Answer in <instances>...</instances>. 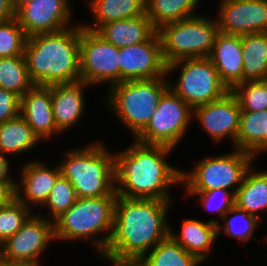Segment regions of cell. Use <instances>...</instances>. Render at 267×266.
Masks as SVG:
<instances>
[{"label":"cell","instance_id":"cell-1","mask_svg":"<svg viewBox=\"0 0 267 266\" xmlns=\"http://www.w3.org/2000/svg\"><path fill=\"white\" fill-rule=\"evenodd\" d=\"M133 140L126 149L114 152L117 195L173 202L170 187L181 185L182 172L166 161L174 148Z\"/></svg>","mask_w":267,"mask_h":266},{"label":"cell","instance_id":"cell-2","mask_svg":"<svg viewBox=\"0 0 267 266\" xmlns=\"http://www.w3.org/2000/svg\"><path fill=\"white\" fill-rule=\"evenodd\" d=\"M173 202L117 195L110 239L102 254L143 258L170 234L166 219Z\"/></svg>","mask_w":267,"mask_h":266},{"label":"cell","instance_id":"cell-3","mask_svg":"<svg viewBox=\"0 0 267 266\" xmlns=\"http://www.w3.org/2000/svg\"><path fill=\"white\" fill-rule=\"evenodd\" d=\"M80 23L54 33L27 38L24 58L36 86L69 84L80 79Z\"/></svg>","mask_w":267,"mask_h":266},{"label":"cell","instance_id":"cell-4","mask_svg":"<svg viewBox=\"0 0 267 266\" xmlns=\"http://www.w3.org/2000/svg\"><path fill=\"white\" fill-rule=\"evenodd\" d=\"M101 142L96 140L68 150L58 163L61 175L73 185L77 198L117 195L115 153Z\"/></svg>","mask_w":267,"mask_h":266},{"label":"cell","instance_id":"cell-5","mask_svg":"<svg viewBox=\"0 0 267 266\" xmlns=\"http://www.w3.org/2000/svg\"><path fill=\"white\" fill-rule=\"evenodd\" d=\"M116 198L117 195L77 198L76 202L54 221L55 241L90 242L92 249L97 251L96 254H102L112 233Z\"/></svg>","mask_w":267,"mask_h":266},{"label":"cell","instance_id":"cell-6","mask_svg":"<svg viewBox=\"0 0 267 266\" xmlns=\"http://www.w3.org/2000/svg\"><path fill=\"white\" fill-rule=\"evenodd\" d=\"M168 88L167 76L123 81L108 88L104 101L134 139L150 122Z\"/></svg>","mask_w":267,"mask_h":266},{"label":"cell","instance_id":"cell-7","mask_svg":"<svg viewBox=\"0 0 267 266\" xmlns=\"http://www.w3.org/2000/svg\"><path fill=\"white\" fill-rule=\"evenodd\" d=\"M204 15L168 23L157 29L166 65L181 59L211 55L219 32L218 24L215 16Z\"/></svg>","mask_w":267,"mask_h":266},{"label":"cell","instance_id":"cell-8","mask_svg":"<svg viewBox=\"0 0 267 266\" xmlns=\"http://www.w3.org/2000/svg\"><path fill=\"white\" fill-rule=\"evenodd\" d=\"M226 154L204 157L194 164L191 171L182 170L181 186L184 191L223 189L234 195L242 185L247 170L254 164V155L236 148Z\"/></svg>","mask_w":267,"mask_h":266},{"label":"cell","instance_id":"cell-9","mask_svg":"<svg viewBox=\"0 0 267 266\" xmlns=\"http://www.w3.org/2000/svg\"><path fill=\"white\" fill-rule=\"evenodd\" d=\"M176 70L180 71L178 77L170 79ZM167 77L170 89L192 109L219 100L229 92L209 57L172 62L167 65Z\"/></svg>","mask_w":267,"mask_h":266},{"label":"cell","instance_id":"cell-10","mask_svg":"<svg viewBox=\"0 0 267 266\" xmlns=\"http://www.w3.org/2000/svg\"><path fill=\"white\" fill-rule=\"evenodd\" d=\"M192 120L193 109L169 87L160 98L150 122L134 139L175 149L194 122Z\"/></svg>","mask_w":267,"mask_h":266},{"label":"cell","instance_id":"cell-11","mask_svg":"<svg viewBox=\"0 0 267 266\" xmlns=\"http://www.w3.org/2000/svg\"><path fill=\"white\" fill-rule=\"evenodd\" d=\"M119 48L96 31L85 29L80 23V79L90 86L103 83L109 88L120 83Z\"/></svg>","mask_w":267,"mask_h":266},{"label":"cell","instance_id":"cell-12","mask_svg":"<svg viewBox=\"0 0 267 266\" xmlns=\"http://www.w3.org/2000/svg\"><path fill=\"white\" fill-rule=\"evenodd\" d=\"M52 241H55L54 222L33 212L22 227L0 245V261L42 266L41 255Z\"/></svg>","mask_w":267,"mask_h":266},{"label":"cell","instance_id":"cell-13","mask_svg":"<svg viewBox=\"0 0 267 266\" xmlns=\"http://www.w3.org/2000/svg\"><path fill=\"white\" fill-rule=\"evenodd\" d=\"M120 82L167 76L157 31L145 42L119 48Z\"/></svg>","mask_w":267,"mask_h":266},{"label":"cell","instance_id":"cell-14","mask_svg":"<svg viewBox=\"0 0 267 266\" xmlns=\"http://www.w3.org/2000/svg\"><path fill=\"white\" fill-rule=\"evenodd\" d=\"M241 108L236 96L227 92L219 100L193 109V119L200 123L204 132L217 144L225 139L232 141L233 148L239 131Z\"/></svg>","mask_w":267,"mask_h":266},{"label":"cell","instance_id":"cell-15","mask_svg":"<svg viewBox=\"0 0 267 266\" xmlns=\"http://www.w3.org/2000/svg\"><path fill=\"white\" fill-rule=\"evenodd\" d=\"M217 9L219 32L234 35L267 32V0L220 1Z\"/></svg>","mask_w":267,"mask_h":266},{"label":"cell","instance_id":"cell-16","mask_svg":"<svg viewBox=\"0 0 267 266\" xmlns=\"http://www.w3.org/2000/svg\"><path fill=\"white\" fill-rule=\"evenodd\" d=\"M69 1L34 0L23 5L16 12V19L28 37L34 34L54 33L65 30L73 26L70 23V21H73L71 20L73 17V5Z\"/></svg>","mask_w":267,"mask_h":266},{"label":"cell","instance_id":"cell-17","mask_svg":"<svg viewBox=\"0 0 267 266\" xmlns=\"http://www.w3.org/2000/svg\"><path fill=\"white\" fill-rule=\"evenodd\" d=\"M56 163V166L51 167L41 160L33 159L27 160L24 166L20 167L16 198L31 210L32 207L39 208L45 203L55 181L61 175L59 164Z\"/></svg>","mask_w":267,"mask_h":266},{"label":"cell","instance_id":"cell-18","mask_svg":"<svg viewBox=\"0 0 267 266\" xmlns=\"http://www.w3.org/2000/svg\"><path fill=\"white\" fill-rule=\"evenodd\" d=\"M20 115L30 125L41 143L54 136H61L54 119L51 86L35 85L28 90L20 98Z\"/></svg>","mask_w":267,"mask_h":266},{"label":"cell","instance_id":"cell-19","mask_svg":"<svg viewBox=\"0 0 267 266\" xmlns=\"http://www.w3.org/2000/svg\"><path fill=\"white\" fill-rule=\"evenodd\" d=\"M209 58L214 64L221 82L229 91L237 84L242 83V35L218 32Z\"/></svg>","mask_w":267,"mask_h":266},{"label":"cell","instance_id":"cell-20","mask_svg":"<svg viewBox=\"0 0 267 266\" xmlns=\"http://www.w3.org/2000/svg\"><path fill=\"white\" fill-rule=\"evenodd\" d=\"M92 86L84 81L69 84H55L51 86V98L54 119L57 130L63 134L76 126L83 118L85 103V88Z\"/></svg>","mask_w":267,"mask_h":266},{"label":"cell","instance_id":"cell-21","mask_svg":"<svg viewBox=\"0 0 267 266\" xmlns=\"http://www.w3.org/2000/svg\"><path fill=\"white\" fill-rule=\"evenodd\" d=\"M172 229L170 225L169 235L187 252L196 256L202 263L210 259L211 250L218 239L217 225L210 221L186 218L177 234Z\"/></svg>","mask_w":267,"mask_h":266},{"label":"cell","instance_id":"cell-22","mask_svg":"<svg viewBox=\"0 0 267 266\" xmlns=\"http://www.w3.org/2000/svg\"><path fill=\"white\" fill-rule=\"evenodd\" d=\"M157 30L146 13L101 25L96 32L117 48L147 41Z\"/></svg>","mask_w":267,"mask_h":266},{"label":"cell","instance_id":"cell-23","mask_svg":"<svg viewBox=\"0 0 267 266\" xmlns=\"http://www.w3.org/2000/svg\"><path fill=\"white\" fill-rule=\"evenodd\" d=\"M85 2L93 20L82 26L89 30L96 31L105 23L145 14L146 0H86Z\"/></svg>","mask_w":267,"mask_h":266},{"label":"cell","instance_id":"cell-24","mask_svg":"<svg viewBox=\"0 0 267 266\" xmlns=\"http://www.w3.org/2000/svg\"><path fill=\"white\" fill-rule=\"evenodd\" d=\"M253 165L247 170L242 185L235 192L234 201L237 208L263 221L259 213L267 212V170L257 171Z\"/></svg>","mask_w":267,"mask_h":266},{"label":"cell","instance_id":"cell-25","mask_svg":"<svg viewBox=\"0 0 267 266\" xmlns=\"http://www.w3.org/2000/svg\"><path fill=\"white\" fill-rule=\"evenodd\" d=\"M40 142L21 115L0 123V152L6 156L29 154Z\"/></svg>","mask_w":267,"mask_h":266},{"label":"cell","instance_id":"cell-26","mask_svg":"<svg viewBox=\"0 0 267 266\" xmlns=\"http://www.w3.org/2000/svg\"><path fill=\"white\" fill-rule=\"evenodd\" d=\"M200 3V0H146L145 13L157 30L165 24L199 15L196 12Z\"/></svg>","mask_w":267,"mask_h":266},{"label":"cell","instance_id":"cell-27","mask_svg":"<svg viewBox=\"0 0 267 266\" xmlns=\"http://www.w3.org/2000/svg\"><path fill=\"white\" fill-rule=\"evenodd\" d=\"M242 82L267 79V32L242 35Z\"/></svg>","mask_w":267,"mask_h":266},{"label":"cell","instance_id":"cell-28","mask_svg":"<svg viewBox=\"0 0 267 266\" xmlns=\"http://www.w3.org/2000/svg\"><path fill=\"white\" fill-rule=\"evenodd\" d=\"M267 142V110L241 111L234 148L255 154Z\"/></svg>","mask_w":267,"mask_h":266},{"label":"cell","instance_id":"cell-29","mask_svg":"<svg viewBox=\"0 0 267 266\" xmlns=\"http://www.w3.org/2000/svg\"><path fill=\"white\" fill-rule=\"evenodd\" d=\"M142 259L146 266H202L203 264L170 235L152 248Z\"/></svg>","mask_w":267,"mask_h":266},{"label":"cell","instance_id":"cell-30","mask_svg":"<svg viewBox=\"0 0 267 266\" xmlns=\"http://www.w3.org/2000/svg\"><path fill=\"white\" fill-rule=\"evenodd\" d=\"M35 86L31 80L24 55L0 58V87L20 98Z\"/></svg>","mask_w":267,"mask_h":266},{"label":"cell","instance_id":"cell-31","mask_svg":"<svg viewBox=\"0 0 267 266\" xmlns=\"http://www.w3.org/2000/svg\"><path fill=\"white\" fill-rule=\"evenodd\" d=\"M222 222V226L220 223L217 225V237L224 233L238 240L239 243H247L252 240L255 229L262 221L234 205L223 215Z\"/></svg>","mask_w":267,"mask_h":266},{"label":"cell","instance_id":"cell-32","mask_svg":"<svg viewBox=\"0 0 267 266\" xmlns=\"http://www.w3.org/2000/svg\"><path fill=\"white\" fill-rule=\"evenodd\" d=\"M231 92L236 96L241 111L267 110V79L244 81L237 84Z\"/></svg>","mask_w":267,"mask_h":266},{"label":"cell","instance_id":"cell-33","mask_svg":"<svg viewBox=\"0 0 267 266\" xmlns=\"http://www.w3.org/2000/svg\"><path fill=\"white\" fill-rule=\"evenodd\" d=\"M77 200L75 189L68 179L60 175L50 190L49 196L45 203L39 208L46 206L49 214H45L46 218L55 221L59 216L66 212ZM48 215V216H47Z\"/></svg>","mask_w":267,"mask_h":266},{"label":"cell","instance_id":"cell-34","mask_svg":"<svg viewBox=\"0 0 267 266\" xmlns=\"http://www.w3.org/2000/svg\"><path fill=\"white\" fill-rule=\"evenodd\" d=\"M27 38L16 18L0 22V58L23 55Z\"/></svg>","mask_w":267,"mask_h":266},{"label":"cell","instance_id":"cell-35","mask_svg":"<svg viewBox=\"0 0 267 266\" xmlns=\"http://www.w3.org/2000/svg\"><path fill=\"white\" fill-rule=\"evenodd\" d=\"M34 211L17 198L0 207V245L14 235Z\"/></svg>","mask_w":267,"mask_h":266},{"label":"cell","instance_id":"cell-36","mask_svg":"<svg viewBox=\"0 0 267 266\" xmlns=\"http://www.w3.org/2000/svg\"><path fill=\"white\" fill-rule=\"evenodd\" d=\"M186 194L188 197H199V203L206 212H214L219 216V220H209L215 225H218L223 215L235 205V195L231 191L220 188L207 191H185Z\"/></svg>","mask_w":267,"mask_h":266},{"label":"cell","instance_id":"cell-37","mask_svg":"<svg viewBox=\"0 0 267 266\" xmlns=\"http://www.w3.org/2000/svg\"><path fill=\"white\" fill-rule=\"evenodd\" d=\"M20 115V97L0 87V123Z\"/></svg>","mask_w":267,"mask_h":266},{"label":"cell","instance_id":"cell-38","mask_svg":"<svg viewBox=\"0 0 267 266\" xmlns=\"http://www.w3.org/2000/svg\"><path fill=\"white\" fill-rule=\"evenodd\" d=\"M16 198V181H0V207L10 204Z\"/></svg>","mask_w":267,"mask_h":266},{"label":"cell","instance_id":"cell-39","mask_svg":"<svg viewBox=\"0 0 267 266\" xmlns=\"http://www.w3.org/2000/svg\"><path fill=\"white\" fill-rule=\"evenodd\" d=\"M101 259L110 261L113 266H146L145 261L142 258H121L108 254L97 255Z\"/></svg>","mask_w":267,"mask_h":266},{"label":"cell","instance_id":"cell-40","mask_svg":"<svg viewBox=\"0 0 267 266\" xmlns=\"http://www.w3.org/2000/svg\"><path fill=\"white\" fill-rule=\"evenodd\" d=\"M16 18L13 0H0V22Z\"/></svg>","mask_w":267,"mask_h":266},{"label":"cell","instance_id":"cell-41","mask_svg":"<svg viewBox=\"0 0 267 266\" xmlns=\"http://www.w3.org/2000/svg\"><path fill=\"white\" fill-rule=\"evenodd\" d=\"M9 161L8 157L0 152V181H16L15 177L9 174L11 172Z\"/></svg>","mask_w":267,"mask_h":266},{"label":"cell","instance_id":"cell-42","mask_svg":"<svg viewBox=\"0 0 267 266\" xmlns=\"http://www.w3.org/2000/svg\"><path fill=\"white\" fill-rule=\"evenodd\" d=\"M34 0H13V6L17 12L23 5L33 2Z\"/></svg>","mask_w":267,"mask_h":266},{"label":"cell","instance_id":"cell-43","mask_svg":"<svg viewBox=\"0 0 267 266\" xmlns=\"http://www.w3.org/2000/svg\"><path fill=\"white\" fill-rule=\"evenodd\" d=\"M265 152L267 153V142L254 154V158Z\"/></svg>","mask_w":267,"mask_h":266},{"label":"cell","instance_id":"cell-44","mask_svg":"<svg viewBox=\"0 0 267 266\" xmlns=\"http://www.w3.org/2000/svg\"><path fill=\"white\" fill-rule=\"evenodd\" d=\"M0 266H37L32 264H8L0 261Z\"/></svg>","mask_w":267,"mask_h":266},{"label":"cell","instance_id":"cell-45","mask_svg":"<svg viewBox=\"0 0 267 266\" xmlns=\"http://www.w3.org/2000/svg\"><path fill=\"white\" fill-rule=\"evenodd\" d=\"M265 239H264V241H265V243L267 242V235L264 237Z\"/></svg>","mask_w":267,"mask_h":266}]
</instances>
